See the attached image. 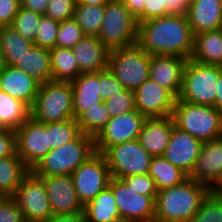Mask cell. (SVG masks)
Returning <instances> with one entry per match:
<instances>
[{"label":"cell","instance_id":"6da1fadb","mask_svg":"<svg viewBox=\"0 0 222 222\" xmlns=\"http://www.w3.org/2000/svg\"><path fill=\"white\" fill-rule=\"evenodd\" d=\"M137 44L149 55L190 59L194 34L186 16L167 15L138 23Z\"/></svg>","mask_w":222,"mask_h":222},{"label":"cell","instance_id":"7a4b0ae2","mask_svg":"<svg viewBox=\"0 0 222 222\" xmlns=\"http://www.w3.org/2000/svg\"><path fill=\"white\" fill-rule=\"evenodd\" d=\"M211 190L186 179L183 183L157 192L154 222H189Z\"/></svg>","mask_w":222,"mask_h":222},{"label":"cell","instance_id":"3957f363","mask_svg":"<svg viewBox=\"0 0 222 222\" xmlns=\"http://www.w3.org/2000/svg\"><path fill=\"white\" fill-rule=\"evenodd\" d=\"M95 153V137L80 133L73 141L50 150L31 171L38 177L71 175Z\"/></svg>","mask_w":222,"mask_h":222},{"label":"cell","instance_id":"277c9868","mask_svg":"<svg viewBox=\"0 0 222 222\" xmlns=\"http://www.w3.org/2000/svg\"><path fill=\"white\" fill-rule=\"evenodd\" d=\"M175 126L202 142L222 137V113L214 106L176 99L172 112Z\"/></svg>","mask_w":222,"mask_h":222},{"label":"cell","instance_id":"5b68a950","mask_svg":"<svg viewBox=\"0 0 222 222\" xmlns=\"http://www.w3.org/2000/svg\"><path fill=\"white\" fill-rule=\"evenodd\" d=\"M30 117L40 123L63 122L73 118L71 81H48L40 84Z\"/></svg>","mask_w":222,"mask_h":222},{"label":"cell","instance_id":"8992f818","mask_svg":"<svg viewBox=\"0 0 222 222\" xmlns=\"http://www.w3.org/2000/svg\"><path fill=\"white\" fill-rule=\"evenodd\" d=\"M138 22L122 0L105 4L103 24L98 38L109 51L137 43Z\"/></svg>","mask_w":222,"mask_h":222},{"label":"cell","instance_id":"52a82bcc","mask_svg":"<svg viewBox=\"0 0 222 222\" xmlns=\"http://www.w3.org/2000/svg\"><path fill=\"white\" fill-rule=\"evenodd\" d=\"M151 55L137 43L110 51L108 70L128 90L135 91L150 76Z\"/></svg>","mask_w":222,"mask_h":222},{"label":"cell","instance_id":"ba28073f","mask_svg":"<svg viewBox=\"0 0 222 222\" xmlns=\"http://www.w3.org/2000/svg\"><path fill=\"white\" fill-rule=\"evenodd\" d=\"M220 66L207 65L188 59L183 72L181 101L214 106Z\"/></svg>","mask_w":222,"mask_h":222},{"label":"cell","instance_id":"9c48e42d","mask_svg":"<svg viewBox=\"0 0 222 222\" xmlns=\"http://www.w3.org/2000/svg\"><path fill=\"white\" fill-rule=\"evenodd\" d=\"M102 154L110 169L111 177L118 179L148 174L153 158L140 145L138 139L108 147Z\"/></svg>","mask_w":222,"mask_h":222},{"label":"cell","instance_id":"30bf717a","mask_svg":"<svg viewBox=\"0 0 222 222\" xmlns=\"http://www.w3.org/2000/svg\"><path fill=\"white\" fill-rule=\"evenodd\" d=\"M13 197L25 221L45 222L53 216L44 181L31 170L23 177Z\"/></svg>","mask_w":222,"mask_h":222},{"label":"cell","instance_id":"8fae6325","mask_svg":"<svg viewBox=\"0 0 222 222\" xmlns=\"http://www.w3.org/2000/svg\"><path fill=\"white\" fill-rule=\"evenodd\" d=\"M71 175L77 196L83 206L107 188L112 178L106 159L99 152L77 167Z\"/></svg>","mask_w":222,"mask_h":222},{"label":"cell","instance_id":"7c38bea8","mask_svg":"<svg viewBox=\"0 0 222 222\" xmlns=\"http://www.w3.org/2000/svg\"><path fill=\"white\" fill-rule=\"evenodd\" d=\"M109 187L121 217L131 222H154L156 196L136 193L122 179L114 177Z\"/></svg>","mask_w":222,"mask_h":222},{"label":"cell","instance_id":"4fadbf2b","mask_svg":"<svg viewBox=\"0 0 222 222\" xmlns=\"http://www.w3.org/2000/svg\"><path fill=\"white\" fill-rule=\"evenodd\" d=\"M15 133L16 153L22 158L25 166L32 170L50 151L46 124L29 117Z\"/></svg>","mask_w":222,"mask_h":222},{"label":"cell","instance_id":"5bb4252c","mask_svg":"<svg viewBox=\"0 0 222 222\" xmlns=\"http://www.w3.org/2000/svg\"><path fill=\"white\" fill-rule=\"evenodd\" d=\"M146 119L137 110L111 117L95 137L96 152L103 153L108 147L138 139Z\"/></svg>","mask_w":222,"mask_h":222},{"label":"cell","instance_id":"9a60e30c","mask_svg":"<svg viewBox=\"0 0 222 222\" xmlns=\"http://www.w3.org/2000/svg\"><path fill=\"white\" fill-rule=\"evenodd\" d=\"M134 94L136 110L146 118L172 116L176 98L150 78L145 80Z\"/></svg>","mask_w":222,"mask_h":222},{"label":"cell","instance_id":"2e32d148","mask_svg":"<svg viewBox=\"0 0 222 222\" xmlns=\"http://www.w3.org/2000/svg\"><path fill=\"white\" fill-rule=\"evenodd\" d=\"M189 179L216 190L222 181V137L203 142Z\"/></svg>","mask_w":222,"mask_h":222},{"label":"cell","instance_id":"e0dca14e","mask_svg":"<svg viewBox=\"0 0 222 222\" xmlns=\"http://www.w3.org/2000/svg\"><path fill=\"white\" fill-rule=\"evenodd\" d=\"M45 184L53 215L77 214L84 212L72 175L40 177Z\"/></svg>","mask_w":222,"mask_h":222},{"label":"cell","instance_id":"ac0fdd59","mask_svg":"<svg viewBox=\"0 0 222 222\" xmlns=\"http://www.w3.org/2000/svg\"><path fill=\"white\" fill-rule=\"evenodd\" d=\"M187 59L172 55H151L149 78L179 98Z\"/></svg>","mask_w":222,"mask_h":222},{"label":"cell","instance_id":"d6986e66","mask_svg":"<svg viewBox=\"0 0 222 222\" xmlns=\"http://www.w3.org/2000/svg\"><path fill=\"white\" fill-rule=\"evenodd\" d=\"M202 144L201 140L175 126L162 156L189 176L199 157Z\"/></svg>","mask_w":222,"mask_h":222},{"label":"cell","instance_id":"ffe728a7","mask_svg":"<svg viewBox=\"0 0 222 222\" xmlns=\"http://www.w3.org/2000/svg\"><path fill=\"white\" fill-rule=\"evenodd\" d=\"M81 73L108 69L109 50L98 36H84L72 48Z\"/></svg>","mask_w":222,"mask_h":222},{"label":"cell","instance_id":"44dd1931","mask_svg":"<svg viewBox=\"0 0 222 222\" xmlns=\"http://www.w3.org/2000/svg\"><path fill=\"white\" fill-rule=\"evenodd\" d=\"M0 84L2 91L10 96L26 103L30 108L33 106L38 93L40 83L30 77L21 69L6 65L0 71Z\"/></svg>","mask_w":222,"mask_h":222},{"label":"cell","instance_id":"7402d4cb","mask_svg":"<svg viewBox=\"0 0 222 222\" xmlns=\"http://www.w3.org/2000/svg\"><path fill=\"white\" fill-rule=\"evenodd\" d=\"M174 127L172 116L147 118L139 133L138 141L150 155L162 156Z\"/></svg>","mask_w":222,"mask_h":222},{"label":"cell","instance_id":"603a6c76","mask_svg":"<svg viewBox=\"0 0 222 222\" xmlns=\"http://www.w3.org/2000/svg\"><path fill=\"white\" fill-rule=\"evenodd\" d=\"M186 17L194 35L221 29V0H190Z\"/></svg>","mask_w":222,"mask_h":222},{"label":"cell","instance_id":"cb8c5ba5","mask_svg":"<svg viewBox=\"0 0 222 222\" xmlns=\"http://www.w3.org/2000/svg\"><path fill=\"white\" fill-rule=\"evenodd\" d=\"M73 89V118L89 107L103 102L100 97L99 72L81 73L71 81Z\"/></svg>","mask_w":222,"mask_h":222},{"label":"cell","instance_id":"d4e9b609","mask_svg":"<svg viewBox=\"0 0 222 222\" xmlns=\"http://www.w3.org/2000/svg\"><path fill=\"white\" fill-rule=\"evenodd\" d=\"M192 60L222 67V28L194 35Z\"/></svg>","mask_w":222,"mask_h":222},{"label":"cell","instance_id":"484cf974","mask_svg":"<svg viewBox=\"0 0 222 222\" xmlns=\"http://www.w3.org/2000/svg\"><path fill=\"white\" fill-rule=\"evenodd\" d=\"M15 67L26 72L40 84L51 81L50 49L33 45Z\"/></svg>","mask_w":222,"mask_h":222},{"label":"cell","instance_id":"4316f807","mask_svg":"<svg viewBox=\"0 0 222 222\" xmlns=\"http://www.w3.org/2000/svg\"><path fill=\"white\" fill-rule=\"evenodd\" d=\"M34 45L11 25L0 26V46L6 65L15 66Z\"/></svg>","mask_w":222,"mask_h":222},{"label":"cell","instance_id":"83f0119b","mask_svg":"<svg viewBox=\"0 0 222 222\" xmlns=\"http://www.w3.org/2000/svg\"><path fill=\"white\" fill-rule=\"evenodd\" d=\"M29 171L17 153L0 159V196H13Z\"/></svg>","mask_w":222,"mask_h":222},{"label":"cell","instance_id":"f1b7e54d","mask_svg":"<svg viewBox=\"0 0 222 222\" xmlns=\"http://www.w3.org/2000/svg\"><path fill=\"white\" fill-rule=\"evenodd\" d=\"M84 215L86 222H109L120 216L109 186L84 205Z\"/></svg>","mask_w":222,"mask_h":222},{"label":"cell","instance_id":"f546056e","mask_svg":"<svg viewBox=\"0 0 222 222\" xmlns=\"http://www.w3.org/2000/svg\"><path fill=\"white\" fill-rule=\"evenodd\" d=\"M31 108L23 101L0 92V128L16 130L30 117Z\"/></svg>","mask_w":222,"mask_h":222},{"label":"cell","instance_id":"4dcf8cb0","mask_svg":"<svg viewBox=\"0 0 222 222\" xmlns=\"http://www.w3.org/2000/svg\"><path fill=\"white\" fill-rule=\"evenodd\" d=\"M148 175L155 181L158 191L179 185L188 179V175L184 171L163 156H153Z\"/></svg>","mask_w":222,"mask_h":222},{"label":"cell","instance_id":"1f68e13d","mask_svg":"<svg viewBox=\"0 0 222 222\" xmlns=\"http://www.w3.org/2000/svg\"><path fill=\"white\" fill-rule=\"evenodd\" d=\"M51 73L54 81H72L81 72L72 49L55 46L50 49Z\"/></svg>","mask_w":222,"mask_h":222},{"label":"cell","instance_id":"d6a6232c","mask_svg":"<svg viewBox=\"0 0 222 222\" xmlns=\"http://www.w3.org/2000/svg\"><path fill=\"white\" fill-rule=\"evenodd\" d=\"M105 5L76 4L74 18L85 36H98L104 19Z\"/></svg>","mask_w":222,"mask_h":222},{"label":"cell","instance_id":"836d02e7","mask_svg":"<svg viewBox=\"0 0 222 222\" xmlns=\"http://www.w3.org/2000/svg\"><path fill=\"white\" fill-rule=\"evenodd\" d=\"M110 119L111 115L104 102L94 104L76 118L81 133L93 137L99 134Z\"/></svg>","mask_w":222,"mask_h":222},{"label":"cell","instance_id":"e575fe53","mask_svg":"<svg viewBox=\"0 0 222 222\" xmlns=\"http://www.w3.org/2000/svg\"><path fill=\"white\" fill-rule=\"evenodd\" d=\"M46 133H48L49 148L53 150L73 141L81 131L77 120L72 118L63 122L47 123Z\"/></svg>","mask_w":222,"mask_h":222},{"label":"cell","instance_id":"d590c367","mask_svg":"<svg viewBox=\"0 0 222 222\" xmlns=\"http://www.w3.org/2000/svg\"><path fill=\"white\" fill-rule=\"evenodd\" d=\"M189 222H222V195L211 190Z\"/></svg>","mask_w":222,"mask_h":222},{"label":"cell","instance_id":"8d00e7d4","mask_svg":"<svg viewBox=\"0 0 222 222\" xmlns=\"http://www.w3.org/2000/svg\"><path fill=\"white\" fill-rule=\"evenodd\" d=\"M41 16L20 6L11 26L25 39L34 42Z\"/></svg>","mask_w":222,"mask_h":222},{"label":"cell","instance_id":"74e56055","mask_svg":"<svg viewBox=\"0 0 222 222\" xmlns=\"http://www.w3.org/2000/svg\"><path fill=\"white\" fill-rule=\"evenodd\" d=\"M82 28L74 17L60 22L55 46L72 49L84 37Z\"/></svg>","mask_w":222,"mask_h":222},{"label":"cell","instance_id":"f35d334b","mask_svg":"<svg viewBox=\"0 0 222 222\" xmlns=\"http://www.w3.org/2000/svg\"><path fill=\"white\" fill-rule=\"evenodd\" d=\"M59 25V21L54 20L45 14L42 15L38 25L36 38L33 42L34 45L46 49L54 48Z\"/></svg>","mask_w":222,"mask_h":222},{"label":"cell","instance_id":"ab89813d","mask_svg":"<svg viewBox=\"0 0 222 222\" xmlns=\"http://www.w3.org/2000/svg\"><path fill=\"white\" fill-rule=\"evenodd\" d=\"M111 117L120 116L126 112L136 110L134 91L125 89L104 101Z\"/></svg>","mask_w":222,"mask_h":222},{"label":"cell","instance_id":"60d3db41","mask_svg":"<svg viewBox=\"0 0 222 222\" xmlns=\"http://www.w3.org/2000/svg\"><path fill=\"white\" fill-rule=\"evenodd\" d=\"M76 0H49L45 15L59 22L74 17Z\"/></svg>","mask_w":222,"mask_h":222},{"label":"cell","instance_id":"b9f144b4","mask_svg":"<svg viewBox=\"0 0 222 222\" xmlns=\"http://www.w3.org/2000/svg\"><path fill=\"white\" fill-rule=\"evenodd\" d=\"M99 88L103 102L126 89L108 69L99 72Z\"/></svg>","mask_w":222,"mask_h":222},{"label":"cell","instance_id":"7bdbcfd3","mask_svg":"<svg viewBox=\"0 0 222 222\" xmlns=\"http://www.w3.org/2000/svg\"><path fill=\"white\" fill-rule=\"evenodd\" d=\"M121 179L136 193L149 196L157 195L155 181L148 174L133 175Z\"/></svg>","mask_w":222,"mask_h":222},{"label":"cell","instance_id":"ee69618b","mask_svg":"<svg viewBox=\"0 0 222 222\" xmlns=\"http://www.w3.org/2000/svg\"><path fill=\"white\" fill-rule=\"evenodd\" d=\"M23 216L13 196H0V222H23Z\"/></svg>","mask_w":222,"mask_h":222},{"label":"cell","instance_id":"f6af8a7d","mask_svg":"<svg viewBox=\"0 0 222 222\" xmlns=\"http://www.w3.org/2000/svg\"><path fill=\"white\" fill-rule=\"evenodd\" d=\"M168 15V0H145L143 21Z\"/></svg>","mask_w":222,"mask_h":222},{"label":"cell","instance_id":"bcb514c9","mask_svg":"<svg viewBox=\"0 0 222 222\" xmlns=\"http://www.w3.org/2000/svg\"><path fill=\"white\" fill-rule=\"evenodd\" d=\"M16 153V133L14 130L0 128V159Z\"/></svg>","mask_w":222,"mask_h":222},{"label":"cell","instance_id":"7dc6e473","mask_svg":"<svg viewBox=\"0 0 222 222\" xmlns=\"http://www.w3.org/2000/svg\"><path fill=\"white\" fill-rule=\"evenodd\" d=\"M20 7V0H0V26L11 25Z\"/></svg>","mask_w":222,"mask_h":222},{"label":"cell","instance_id":"c3c4849f","mask_svg":"<svg viewBox=\"0 0 222 222\" xmlns=\"http://www.w3.org/2000/svg\"><path fill=\"white\" fill-rule=\"evenodd\" d=\"M190 0H168V15L187 16Z\"/></svg>","mask_w":222,"mask_h":222},{"label":"cell","instance_id":"681fc988","mask_svg":"<svg viewBox=\"0 0 222 222\" xmlns=\"http://www.w3.org/2000/svg\"><path fill=\"white\" fill-rule=\"evenodd\" d=\"M49 0H20V6L40 15H44Z\"/></svg>","mask_w":222,"mask_h":222},{"label":"cell","instance_id":"f907efd6","mask_svg":"<svg viewBox=\"0 0 222 222\" xmlns=\"http://www.w3.org/2000/svg\"><path fill=\"white\" fill-rule=\"evenodd\" d=\"M130 13L137 19V22H143V10L145 0H122Z\"/></svg>","mask_w":222,"mask_h":222},{"label":"cell","instance_id":"816d5d0a","mask_svg":"<svg viewBox=\"0 0 222 222\" xmlns=\"http://www.w3.org/2000/svg\"><path fill=\"white\" fill-rule=\"evenodd\" d=\"M45 222H86L84 212L77 214L53 215Z\"/></svg>","mask_w":222,"mask_h":222},{"label":"cell","instance_id":"f5cc1de1","mask_svg":"<svg viewBox=\"0 0 222 222\" xmlns=\"http://www.w3.org/2000/svg\"><path fill=\"white\" fill-rule=\"evenodd\" d=\"M216 92L214 107L222 113V67H220V76Z\"/></svg>","mask_w":222,"mask_h":222},{"label":"cell","instance_id":"db71d44e","mask_svg":"<svg viewBox=\"0 0 222 222\" xmlns=\"http://www.w3.org/2000/svg\"><path fill=\"white\" fill-rule=\"evenodd\" d=\"M110 0H76V4H85V5H105Z\"/></svg>","mask_w":222,"mask_h":222},{"label":"cell","instance_id":"11a10c76","mask_svg":"<svg viewBox=\"0 0 222 222\" xmlns=\"http://www.w3.org/2000/svg\"><path fill=\"white\" fill-rule=\"evenodd\" d=\"M6 66L5 64V60H4V57H3V51H2V48L0 46V71Z\"/></svg>","mask_w":222,"mask_h":222},{"label":"cell","instance_id":"9f6ffc18","mask_svg":"<svg viewBox=\"0 0 222 222\" xmlns=\"http://www.w3.org/2000/svg\"><path fill=\"white\" fill-rule=\"evenodd\" d=\"M105 222H107V221H105ZM109 222H131V221L119 216L117 218L112 219Z\"/></svg>","mask_w":222,"mask_h":222},{"label":"cell","instance_id":"6f0895ef","mask_svg":"<svg viewBox=\"0 0 222 222\" xmlns=\"http://www.w3.org/2000/svg\"><path fill=\"white\" fill-rule=\"evenodd\" d=\"M218 194L222 195V181L220 183V185L217 187V189L215 190Z\"/></svg>","mask_w":222,"mask_h":222}]
</instances>
